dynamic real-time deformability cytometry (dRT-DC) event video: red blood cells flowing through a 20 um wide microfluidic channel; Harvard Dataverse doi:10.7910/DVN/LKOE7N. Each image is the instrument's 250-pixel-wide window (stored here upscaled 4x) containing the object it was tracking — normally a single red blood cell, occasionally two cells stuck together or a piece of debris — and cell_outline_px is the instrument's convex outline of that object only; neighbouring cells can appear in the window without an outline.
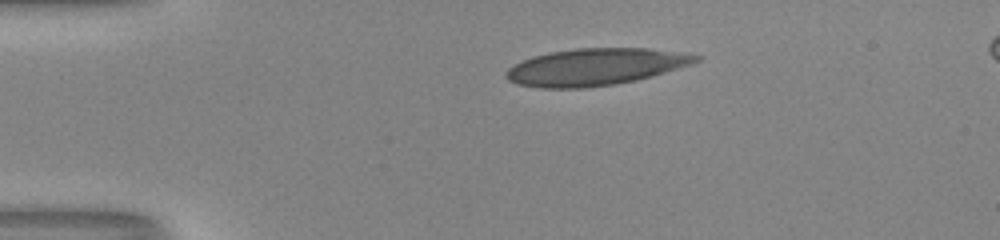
{"species": "human", "species_latin": "Homo sapiens", "temperature_condition": "room temperature", "stored_images_in_passage": 35, "camera_frame_rate_fps": 3000, "um_per_image_px": 0.085, "donor": {"sex": "male"}, "frame": {"image": 1, "passage_image": 1, "time_ms": 0.0, "image_size_px": [1000, 240], "cell_outline_px": [[704, 56], [700, 60], [692, 64], [652, 76], [636, 80], [616, 84], [588, 88], [540, 88], [516, 84], [508, 80], [504, 76], [508, 68], [532, 56], [548, 52], [576, 48], [648, 48], [688, 52]], "centroid_in_image_um": [50.65, 5.68], "position_along_channel_um": 34.3, "area_um2": 41.33}}
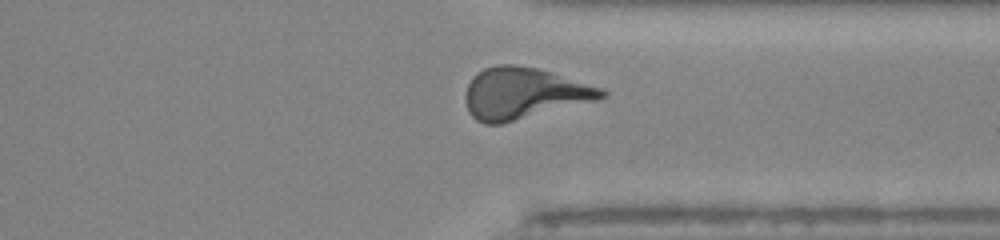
{"frame": {"image": 2, "passage_image": 30, "time_ms": 9.667, "image_size_px": [1000, 240], "cell_outline_px": [[608, 96], [600, 100], [500, 124], [484, 124], [476, 120], [468, 112], [464, 100], [464, 96], [468, 84], [472, 76], [484, 68], [496, 64], [512, 64], [536, 68], [604, 88], [608, 92]], "centroid_in_image_um": [44.52, 7.94], "position_along_channel_um": 366.9, "area_um2": 41.1}}
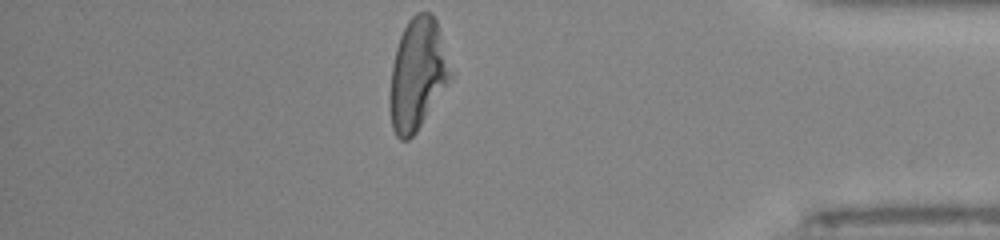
{"frame": {"image": 3, "passage_image": 35, "time_ms": 11.333, "image_size_px": [1000, 240], "cell_outline_px": [[452, 76], [416, 132], [408, 140], [400, 140], [396, 136], [392, 128], [388, 104], [388, 100], [392, 64], [396, 48], [400, 36], [408, 20], [416, 12], [432, 12], [436, 20], [452, 72]], "centroid_in_image_um": [35.44, 6.31], "position_along_channel_um": 399.8, "area_um2": 39.25}, "authors_computed_cell_mechanics": {"area_um2": 39.9398, "velocity_mm_per_s": 4.0038, "shape_relaxation_time_tau1_ms": 7.2279, "shape_relaxation_time_tau2_ms": 1.4354, "deformation_change_tau1": 0.2713, "deformation_change_tau2": 0.1062}}